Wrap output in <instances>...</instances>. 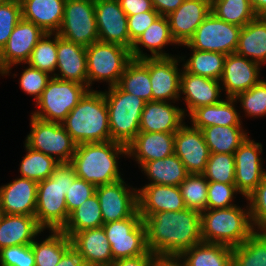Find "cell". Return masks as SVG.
I'll return each mask as SVG.
<instances>
[{
	"instance_id": "1",
	"label": "cell",
	"mask_w": 266,
	"mask_h": 266,
	"mask_svg": "<svg viewBox=\"0 0 266 266\" xmlns=\"http://www.w3.org/2000/svg\"><path fill=\"white\" fill-rule=\"evenodd\" d=\"M141 217L147 248L152 253L181 254L202 242L201 213L196 210L186 208Z\"/></svg>"
},
{
	"instance_id": "2",
	"label": "cell",
	"mask_w": 266,
	"mask_h": 266,
	"mask_svg": "<svg viewBox=\"0 0 266 266\" xmlns=\"http://www.w3.org/2000/svg\"><path fill=\"white\" fill-rule=\"evenodd\" d=\"M62 125L77 145L112 141L103 91L88 90Z\"/></svg>"
},
{
	"instance_id": "3",
	"label": "cell",
	"mask_w": 266,
	"mask_h": 266,
	"mask_svg": "<svg viewBox=\"0 0 266 266\" xmlns=\"http://www.w3.org/2000/svg\"><path fill=\"white\" fill-rule=\"evenodd\" d=\"M119 155L127 157V147L114 141L82 143L77 145L70 163L77 177L99 186L123 179Z\"/></svg>"
},
{
	"instance_id": "4",
	"label": "cell",
	"mask_w": 266,
	"mask_h": 266,
	"mask_svg": "<svg viewBox=\"0 0 266 266\" xmlns=\"http://www.w3.org/2000/svg\"><path fill=\"white\" fill-rule=\"evenodd\" d=\"M76 177L70 162L59 163L49 178L38 182L35 217L43 230H62L66 225V192Z\"/></svg>"
},
{
	"instance_id": "5",
	"label": "cell",
	"mask_w": 266,
	"mask_h": 266,
	"mask_svg": "<svg viewBox=\"0 0 266 266\" xmlns=\"http://www.w3.org/2000/svg\"><path fill=\"white\" fill-rule=\"evenodd\" d=\"M238 205L201 212L202 242L236 247L244 243L255 231L249 207Z\"/></svg>"
},
{
	"instance_id": "6",
	"label": "cell",
	"mask_w": 266,
	"mask_h": 266,
	"mask_svg": "<svg viewBox=\"0 0 266 266\" xmlns=\"http://www.w3.org/2000/svg\"><path fill=\"white\" fill-rule=\"evenodd\" d=\"M109 115L111 140L128 146L139 133L140 119L146 101L122 91L117 85L103 91Z\"/></svg>"
},
{
	"instance_id": "7",
	"label": "cell",
	"mask_w": 266,
	"mask_h": 266,
	"mask_svg": "<svg viewBox=\"0 0 266 266\" xmlns=\"http://www.w3.org/2000/svg\"><path fill=\"white\" fill-rule=\"evenodd\" d=\"M86 58L89 90L94 81H106L109 87L117 85L132 60L130 49L101 41L86 47Z\"/></svg>"
},
{
	"instance_id": "8",
	"label": "cell",
	"mask_w": 266,
	"mask_h": 266,
	"mask_svg": "<svg viewBox=\"0 0 266 266\" xmlns=\"http://www.w3.org/2000/svg\"><path fill=\"white\" fill-rule=\"evenodd\" d=\"M88 90L85 85L52 76L36 101L38 110L32 116L48 122L62 123Z\"/></svg>"
},
{
	"instance_id": "9",
	"label": "cell",
	"mask_w": 266,
	"mask_h": 266,
	"mask_svg": "<svg viewBox=\"0 0 266 266\" xmlns=\"http://www.w3.org/2000/svg\"><path fill=\"white\" fill-rule=\"evenodd\" d=\"M30 133L25 143L32 149L53 157L59 163H69L77 144L62 123L48 122L31 115Z\"/></svg>"
},
{
	"instance_id": "10",
	"label": "cell",
	"mask_w": 266,
	"mask_h": 266,
	"mask_svg": "<svg viewBox=\"0 0 266 266\" xmlns=\"http://www.w3.org/2000/svg\"><path fill=\"white\" fill-rule=\"evenodd\" d=\"M113 260L143 255L148 251L146 228L137 211L133 216L103 224Z\"/></svg>"
},
{
	"instance_id": "11",
	"label": "cell",
	"mask_w": 266,
	"mask_h": 266,
	"mask_svg": "<svg viewBox=\"0 0 266 266\" xmlns=\"http://www.w3.org/2000/svg\"><path fill=\"white\" fill-rule=\"evenodd\" d=\"M57 34L84 47L99 41L95 3L88 0H66L63 20Z\"/></svg>"
},
{
	"instance_id": "12",
	"label": "cell",
	"mask_w": 266,
	"mask_h": 266,
	"mask_svg": "<svg viewBox=\"0 0 266 266\" xmlns=\"http://www.w3.org/2000/svg\"><path fill=\"white\" fill-rule=\"evenodd\" d=\"M241 29L242 27L227 23L210 12L187 44L192 49L201 51L233 54L236 52Z\"/></svg>"
},
{
	"instance_id": "13",
	"label": "cell",
	"mask_w": 266,
	"mask_h": 266,
	"mask_svg": "<svg viewBox=\"0 0 266 266\" xmlns=\"http://www.w3.org/2000/svg\"><path fill=\"white\" fill-rule=\"evenodd\" d=\"M103 224L126 219L138 211V189L131 188L124 179L96 186Z\"/></svg>"
},
{
	"instance_id": "14",
	"label": "cell",
	"mask_w": 266,
	"mask_h": 266,
	"mask_svg": "<svg viewBox=\"0 0 266 266\" xmlns=\"http://www.w3.org/2000/svg\"><path fill=\"white\" fill-rule=\"evenodd\" d=\"M46 32L33 22L21 19L0 51V74L7 76L17 64H26L38 41Z\"/></svg>"
},
{
	"instance_id": "15",
	"label": "cell",
	"mask_w": 266,
	"mask_h": 266,
	"mask_svg": "<svg viewBox=\"0 0 266 266\" xmlns=\"http://www.w3.org/2000/svg\"><path fill=\"white\" fill-rule=\"evenodd\" d=\"M262 144L248 136L234 152L235 186L239 194L247 198L261 183L266 171L262 166Z\"/></svg>"
},
{
	"instance_id": "16",
	"label": "cell",
	"mask_w": 266,
	"mask_h": 266,
	"mask_svg": "<svg viewBox=\"0 0 266 266\" xmlns=\"http://www.w3.org/2000/svg\"><path fill=\"white\" fill-rule=\"evenodd\" d=\"M181 59V60H180ZM184 57H148V70L152 88V101L173 103L180 100V83L182 69L178 63Z\"/></svg>"
},
{
	"instance_id": "17",
	"label": "cell",
	"mask_w": 266,
	"mask_h": 266,
	"mask_svg": "<svg viewBox=\"0 0 266 266\" xmlns=\"http://www.w3.org/2000/svg\"><path fill=\"white\" fill-rule=\"evenodd\" d=\"M95 16L99 41L131 49L128 18L118 0L95 2Z\"/></svg>"
},
{
	"instance_id": "18",
	"label": "cell",
	"mask_w": 266,
	"mask_h": 266,
	"mask_svg": "<svg viewBox=\"0 0 266 266\" xmlns=\"http://www.w3.org/2000/svg\"><path fill=\"white\" fill-rule=\"evenodd\" d=\"M174 153L189 174H202L210 156L202 130L184 123L175 132Z\"/></svg>"
},
{
	"instance_id": "19",
	"label": "cell",
	"mask_w": 266,
	"mask_h": 266,
	"mask_svg": "<svg viewBox=\"0 0 266 266\" xmlns=\"http://www.w3.org/2000/svg\"><path fill=\"white\" fill-rule=\"evenodd\" d=\"M261 65L239 56L236 53L229 54L225 58L224 70L220 79L222 90L230 98H234L237 94L247 91L261 81L260 69Z\"/></svg>"
},
{
	"instance_id": "20",
	"label": "cell",
	"mask_w": 266,
	"mask_h": 266,
	"mask_svg": "<svg viewBox=\"0 0 266 266\" xmlns=\"http://www.w3.org/2000/svg\"><path fill=\"white\" fill-rule=\"evenodd\" d=\"M178 186L145 184L138 188V211L140 216L157 212H175L186 209Z\"/></svg>"
},
{
	"instance_id": "21",
	"label": "cell",
	"mask_w": 266,
	"mask_h": 266,
	"mask_svg": "<svg viewBox=\"0 0 266 266\" xmlns=\"http://www.w3.org/2000/svg\"><path fill=\"white\" fill-rule=\"evenodd\" d=\"M210 12L211 6L203 0H184L167 16L172 37L178 46L188 43Z\"/></svg>"
},
{
	"instance_id": "22",
	"label": "cell",
	"mask_w": 266,
	"mask_h": 266,
	"mask_svg": "<svg viewBox=\"0 0 266 266\" xmlns=\"http://www.w3.org/2000/svg\"><path fill=\"white\" fill-rule=\"evenodd\" d=\"M38 182L17 178L0 186V205L4 214L35 216Z\"/></svg>"
},
{
	"instance_id": "23",
	"label": "cell",
	"mask_w": 266,
	"mask_h": 266,
	"mask_svg": "<svg viewBox=\"0 0 266 266\" xmlns=\"http://www.w3.org/2000/svg\"><path fill=\"white\" fill-rule=\"evenodd\" d=\"M53 77L73 81L88 88L86 47L57 34V66Z\"/></svg>"
},
{
	"instance_id": "24",
	"label": "cell",
	"mask_w": 266,
	"mask_h": 266,
	"mask_svg": "<svg viewBox=\"0 0 266 266\" xmlns=\"http://www.w3.org/2000/svg\"><path fill=\"white\" fill-rule=\"evenodd\" d=\"M222 87L219 80L197 76L186 72L182 68L180 94H184L183 100L186 103L185 116H188L194 109L221 102ZM188 112V114H187Z\"/></svg>"
},
{
	"instance_id": "25",
	"label": "cell",
	"mask_w": 266,
	"mask_h": 266,
	"mask_svg": "<svg viewBox=\"0 0 266 266\" xmlns=\"http://www.w3.org/2000/svg\"><path fill=\"white\" fill-rule=\"evenodd\" d=\"M172 102H146L141 114L139 132L175 133L185 122L184 109Z\"/></svg>"
},
{
	"instance_id": "26",
	"label": "cell",
	"mask_w": 266,
	"mask_h": 266,
	"mask_svg": "<svg viewBox=\"0 0 266 266\" xmlns=\"http://www.w3.org/2000/svg\"><path fill=\"white\" fill-rule=\"evenodd\" d=\"M174 141L175 133L139 132L127 146V157H133L141 167L174 154Z\"/></svg>"
},
{
	"instance_id": "27",
	"label": "cell",
	"mask_w": 266,
	"mask_h": 266,
	"mask_svg": "<svg viewBox=\"0 0 266 266\" xmlns=\"http://www.w3.org/2000/svg\"><path fill=\"white\" fill-rule=\"evenodd\" d=\"M72 247L85 264L110 266L114 260L110 243L103 226L75 233L71 238Z\"/></svg>"
},
{
	"instance_id": "28",
	"label": "cell",
	"mask_w": 266,
	"mask_h": 266,
	"mask_svg": "<svg viewBox=\"0 0 266 266\" xmlns=\"http://www.w3.org/2000/svg\"><path fill=\"white\" fill-rule=\"evenodd\" d=\"M168 44H176L170 31L167 16L159 15L154 22L133 42L130 52L132 59H143L147 57H172L162 49ZM140 45V46H139ZM147 48L151 55L144 53L142 48Z\"/></svg>"
},
{
	"instance_id": "29",
	"label": "cell",
	"mask_w": 266,
	"mask_h": 266,
	"mask_svg": "<svg viewBox=\"0 0 266 266\" xmlns=\"http://www.w3.org/2000/svg\"><path fill=\"white\" fill-rule=\"evenodd\" d=\"M22 19L33 22L46 33L60 29L66 0H20Z\"/></svg>"
},
{
	"instance_id": "30",
	"label": "cell",
	"mask_w": 266,
	"mask_h": 266,
	"mask_svg": "<svg viewBox=\"0 0 266 266\" xmlns=\"http://www.w3.org/2000/svg\"><path fill=\"white\" fill-rule=\"evenodd\" d=\"M43 231L35 216L4 214L0 220V250L4 247L32 244Z\"/></svg>"
},
{
	"instance_id": "31",
	"label": "cell",
	"mask_w": 266,
	"mask_h": 266,
	"mask_svg": "<svg viewBox=\"0 0 266 266\" xmlns=\"http://www.w3.org/2000/svg\"><path fill=\"white\" fill-rule=\"evenodd\" d=\"M234 98L226 97L219 103L201 106L189 115L192 127L202 130L210 126H242Z\"/></svg>"
},
{
	"instance_id": "32",
	"label": "cell",
	"mask_w": 266,
	"mask_h": 266,
	"mask_svg": "<svg viewBox=\"0 0 266 266\" xmlns=\"http://www.w3.org/2000/svg\"><path fill=\"white\" fill-rule=\"evenodd\" d=\"M235 53L261 66L266 63V17L257 16L242 27Z\"/></svg>"
},
{
	"instance_id": "33",
	"label": "cell",
	"mask_w": 266,
	"mask_h": 266,
	"mask_svg": "<svg viewBox=\"0 0 266 266\" xmlns=\"http://www.w3.org/2000/svg\"><path fill=\"white\" fill-rule=\"evenodd\" d=\"M141 170L147 175L148 184L170 186H179L189 174L175 153L164 159L148 161L141 166Z\"/></svg>"
},
{
	"instance_id": "34",
	"label": "cell",
	"mask_w": 266,
	"mask_h": 266,
	"mask_svg": "<svg viewBox=\"0 0 266 266\" xmlns=\"http://www.w3.org/2000/svg\"><path fill=\"white\" fill-rule=\"evenodd\" d=\"M117 86L125 92L152 101V88L148 70V57L132 59L126 66Z\"/></svg>"
},
{
	"instance_id": "35",
	"label": "cell",
	"mask_w": 266,
	"mask_h": 266,
	"mask_svg": "<svg viewBox=\"0 0 266 266\" xmlns=\"http://www.w3.org/2000/svg\"><path fill=\"white\" fill-rule=\"evenodd\" d=\"M233 248L201 242L181 253L186 266H232Z\"/></svg>"
},
{
	"instance_id": "36",
	"label": "cell",
	"mask_w": 266,
	"mask_h": 266,
	"mask_svg": "<svg viewBox=\"0 0 266 266\" xmlns=\"http://www.w3.org/2000/svg\"><path fill=\"white\" fill-rule=\"evenodd\" d=\"M202 133L210 153L234 154L248 137L242 126H210Z\"/></svg>"
},
{
	"instance_id": "37",
	"label": "cell",
	"mask_w": 266,
	"mask_h": 266,
	"mask_svg": "<svg viewBox=\"0 0 266 266\" xmlns=\"http://www.w3.org/2000/svg\"><path fill=\"white\" fill-rule=\"evenodd\" d=\"M49 233L45 240H34L31 244L35 266H56L72 246L71 239L62 230H50Z\"/></svg>"
},
{
	"instance_id": "38",
	"label": "cell",
	"mask_w": 266,
	"mask_h": 266,
	"mask_svg": "<svg viewBox=\"0 0 266 266\" xmlns=\"http://www.w3.org/2000/svg\"><path fill=\"white\" fill-rule=\"evenodd\" d=\"M103 225V217L96 193L88 198L81 206L73 210L62 231L71 238L83 230L98 228Z\"/></svg>"
},
{
	"instance_id": "39",
	"label": "cell",
	"mask_w": 266,
	"mask_h": 266,
	"mask_svg": "<svg viewBox=\"0 0 266 266\" xmlns=\"http://www.w3.org/2000/svg\"><path fill=\"white\" fill-rule=\"evenodd\" d=\"M192 51V55L182 65L183 69L193 75L219 80L224 70L227 55L218 52L192 49L187 43L183 44Z\"/></svg>"
},
{
	"instance_id": "40",
	"label": "cell",
	"mask_w": 266,
	"mask_h": 266,
	"mask_svg": "<svg viewBox=\"0 0 266 266\" xmlns=\"http://www.w3.org/2000/svg\"><path fill=\"white\" fill-rule=\"evenodd\" d=\"M232 266H266V231H255L244 243L233 247Z\"/></svg>"
},
{
	"instance_id": "41",
	"label": "cell",
	"mask_w": 266,
	"mask_h": 266,
	"mask_svg": "<svg viewBox=\"0 0 266 266\" xmlns=\"http://www.w3.org/2000/svg\"><path fill=\"white\" fill-rule=\"evenodd\" d=\"M24 146L27 153L20 163L21 177L36 182L49 178L59 162L49 155L30 148L26 143Z\"/></svg>"
},
{
	"instance_id": "42",
	"label": "cell",
	"mask_w": 266,
	"mask_h": 266,
	"mask_svg": "<svg viewBox=\"0 0 266 266\" xmlns=\"http://www.w3.org/2000/svg\"><path fill=\"white\" fill-rule=\"evenodd\" d=\"M211 12L217 18L240 27L257 17L250 0H217L211 6Z\"/></svg>"
},
{
	"instance_id": "43",
	"label": "cell",
	"mask_w": 266,
	"mask_h": 266,
	"mask_svg": "<svg viewBox=\"0 0 266 266\" xmlns=\"http://www.w3.org/2000/svg\"><path fill=\"white\" fill-rule=\"evenodd\" d=\"M26 64L54 76L57 66V33H46L35 45Z\"/></svg>"
},
{
	"instance_id": "44",
	"label": "cell",
	"mask_w": 266,
	"mask_h": 266,
	"mask_svg": "<svg viewBox=\"0 0 266 266\" xmlns=\"http://www.w3.org/2000/svg\"><path fill=\"white\" fill-rule=\"evenodd\" d=\"M178 187L188 209L207 210L208 180L203 174H188Z\"/></svg>"
},
{
	"instance_id": "45",
	"label": "cell",
	"mask_w": 266,
	"mask_h": 266,
	"mask_svg": "<svg viewBox=\"0 0 266 266\" xmlns=\"http://www.w3.org/2000/svg\"><path fill=\"white\" fill-rule=\"evenodd\" d=\"M208 181L235 184V162L233 154L210 153L205 171Z\"/></svg>"
},
{
	"instance_id": "46",
	"label": "cell",
	"mask_w": 266,
	"mask_h": 266,
	"mask_svg": "<svg viewBox=\"0 0 266 266\" xmlns=\"http://www.w3.org/2000/svg\"><path fill=\"white\" fill-rule=\"evenodd\" d=\"M234 99L248 117H263L266 115V80H261L247 91L237 94Z\"/></svg>"
},
{
	"instance_id": "47",
	"label": "cell",
	"mask_w": 266,
	"mask_h": 266,
	"mask_svg": "<svg viewBox=\"0 0 266 266\" xmlns=\"http://www.w3.org/2000/svg\"><path fill=\"white\" fill-rule=\"evenodd\" d=\"M246 199L254 228L257 231H266V175Z\"/></svg>"
},
{
	"instance_id": "48",
	"label": "cell",
	"mask_w": 266,
	"mask_h": 266,
	"mask_svg": "<svg viewBox=\"0 0 266 266\" xmlns=\"http://www.w3.org/2000/svg\"><path fill=\"white\" fill-rule=\"evenodd\" d=\"M208 198H207V210L208 209H222L233 207V200L236 198L234 195L239 192L236 189L235 184H225L220 182L208 181Z\"/></svg>"
},
{
	"instance_id": "49",
	"label": "cell",
	"mask_w": 266,
	"mask_h": 266,
	"mask_svg": "<svg viewBox=\"0 0 266 266\" xmlns=\"http://www.w3.org/2000/svg\"><path fill=\"white\" fill-rule=\"evenodd\" d=\"M21 19L20 1L0 2V51Z\"/></svg>"
},
{
	"instance_id": "50",
	"label": "cell",
	"mask_w": 266,
	"mask_h": 266,
	"mask_svg": "<svg viewBox=\"0 0 266 266\" xmlns=\"http://www.w3.org/2000/svg\"><path fill=\"white\" fill-rule=\"evenodd\" d=\"M51 78L52 75L49 73L28 65L20 75V88L28 95H32L37 101Z\"/></svg>"
},
{
	"instance_id": "51",
	"label": "cell",
	"mask_w": 266,
	"mask_h": 266,
	"mask_svg": "<svg viewBox=\"0 0 266 266\" xmlns=\"http://www.w3.org/2000/svg\"><path fill=\"white\" fill-rule=\"evenodd\" d=\"M0 266H35L31 244L2 248L0 250Z\"/></svg>"
},
{
	"instance_id": "52",
	"label": "cell",
	"mask_w": 266,
	"mask_h": 266,
	"mask_svg": "<svg viewBox=\"0 0 266 266\" xmlns=\"http://www.w3.org/2000/svg\"><path fill=\"white\" fill-rule=\"evenodd\" d=\"M96 186L76 177L66 192V206L70 214L77 207L81 206L88 198L95 194Z\"/></svg>"
},
{
	"instance_id": "53",
	"label": "cell",
	"mask_w": 266,
	"mask_h": 266,
	"mask_svg": "<svg viewBox=\"0 0 266 266\" xmlns=\"http://www.w3.org/2000/svg\"><path fill=\"white\" fill-rule=\"evenodd\" d=\"M158 16L157 11H147L127 16L130 41L133 43Z\"/></svg>"
},
{
	"instance_id": "54",
	"label": "cell",
	"mask_w": 266,
	"mask_h": 266,
	"mask_svg": "<svg viewBox=\"0 0 266 266\" xmlns=\"http://www.w3.org/2000/svg\"><path fill=\"white\" fill-rule=\"evenodd\" d=\"M121 8L127 16L147 11H156L153 8L152 0H118Z\"/></svg>"
},
{
	"instance_id": "55",
	"label": "cell",
	"mask_w": 266,
	"mask_h": 266,
	"mask_svg": "<svg viewBox=\"0 0 266 266\" xmlns=\"http://www.w3.org/2000/svg\"><path fill=\"white\" fill-rule=\"evenodd\" d=\"M149 266H186L181 254L152 253Z\"/></svg>"
},
{
	"instance_id": "56",
	"label": "cell",
	"mask_w": 266,
	"mask_h": 266,
	"mask_svg": "<svg viewBox=\"0 0 266 266\" xmlns=\"http://www.w3.org/2000/svg\"><path fill=\"white\" fill-rule=\"evenodd\" d=\"M151 257L152 252L148 250L143 255L117 259L110 266H149Z\"/></svg>"
},
{
	"instance_id": "57",
	"label": "cell",
	"mask_w": 266,
	"mask_h": 266,
	"mask_svg": "<svg viewBox=\"0 0 266 266\" xmlns=\"http://www.w3.org/2000/svg\"><path fill=\"white\" fill-rule=\"evenodd\" d=\"M184 0H152L153 8L162 16H168L175 11Z\"/></svg>"
},
{
	"instance_id": "58",
	"label": "cell",
	"mask_w": 266,
	"mask_h": 266,
	"mask_svg": "<svg viewBox=\"0 0 266 266\" xmlns=\"http://www.w3.org/2000/svg\"><path fill=\"white\" fill-rule=\"evenodd\" d=\"M83 259L78 252L71 246L62 256L60 262L56 266H81Z\"/></svg>"
},
{
	"instance_id": "59",
	"label": "cell",
	"mask_w": 266,
	"mask_h": 266,
	"mask_svg": "<svg viewBox=\"0 0 266 266\" xmlns=\"http://www.w3.org/2000/svg\"><path fill=\"white\" fill-rule=\"evenodd\" d=\"M250 3L257 16L266 17V0H250Z\"/></svg>"
},
{
	"instance_id": "60",
	"label": "cell",
	"mask_w": 266,
	"mask_h": 266,
	"mask_svg": "<svg viewBox=\"0 0 266 266\" xmlns=\"http://www.w3.org/2000/svg\"><path fill=\"white\" fill-rule=\"evenodd\" d=\"M207 2L210 6H212L217 0H203Z\"/></svg>"
},
{
	"instance_id": "61",
	"label": "cell",
	"mask_w": 266,
	"mask_h": 266,
	"mask_svg": "<svg viewBox=\"0 0 266 266\" xmlns=\"http://www.w3.org/2000/svg\"><path fill=\"white\" fill-rule=\"evenodd\" d=\"M3 215H4V213H3L2 207L0 205V220H1V218H2Z\"/></svg>"
},
{
	"instance_id": "62",
	"label": "cell",
	"mask_w": 266,
	"mask_h": 266,
	"mask_svg": "<svg viewBox=\"0 0 266 266\" xmlns=\"http://www.w3.org/2000/svg\"><path fill=\"white\" fill-rule=\"evenodd\" d=\"M13 1H20V0H0V2H13Z\"/></svg>"
},
{
	"instance_id": "63",
	"label": "cell",
	"mask_w": 266,
	"mask_h": 266,
	"mask_svg": "<svg viewBox=\"0 0 266 266\" xmlns=\"http://www.w3.org/2000/svg\"><path fill=\"white\" fill-rule=\"evenodd\" d=\"M81 266H96V265H91V264H85V263H83Z\"/></svg>"
},
{
	"instance_id": "64",
	"label": "cell",
	"mask_w": 266,
	"mask_h": 266,
	"mask_svg": "<svg viewBox=\"0 0 266 266\" xmlns=\"http://www.w3.org/2000/svg\"><path fill=\"white\" fill-rule=\"evenodd\" d=\"M88 1H91V2H98V1H103V0H88Z\"/></svg>"
}]
</instances>
